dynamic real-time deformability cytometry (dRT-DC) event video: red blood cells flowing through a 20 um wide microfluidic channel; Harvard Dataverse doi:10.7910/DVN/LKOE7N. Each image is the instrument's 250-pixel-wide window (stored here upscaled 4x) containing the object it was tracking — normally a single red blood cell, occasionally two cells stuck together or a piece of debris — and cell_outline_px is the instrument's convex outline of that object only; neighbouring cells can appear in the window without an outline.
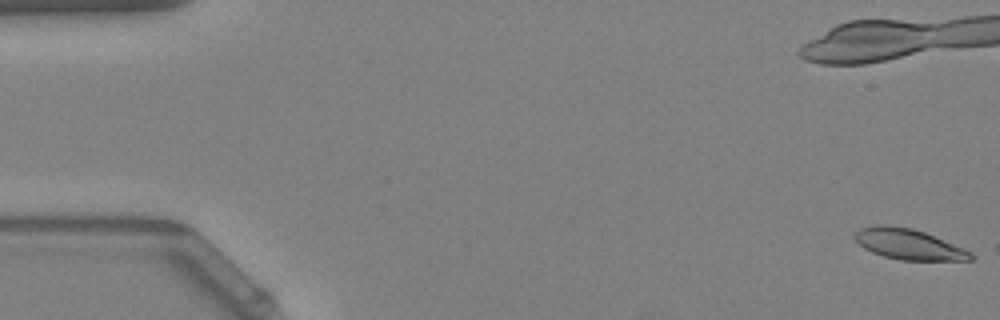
{"species": "Egyptian fruit bat (a non-hibernating species)", "species_latin": "Rousettus aegyptiacus", "temperature_condition": "warm", "stored_images_in_passage": 55, "camera_frame_rate_fps": 3000, "um_per_image_px": 0.085, "animal": {"sex": "female"}, "frame": {"image": 1, "passage_image": 1, "time_ms": 0.0, "image_size_px": [1000, 320], "cell_outline_px": [[976, 256], [972, 260], [900, 260], [884, 256], [872, 252], [864, 248], [852, 236], [860, 228], [880, 224], [888, 224], [912, 228], [924, 232], [964, 248], [972, 252]], "centroid_in_image_um": [77.24, 20.75], "position_along_channel_um": 7.8, "area_um2": 20.69}, "authors_computed_cell_mechanics": {"area_um2": 21.6172, "velocity_mm_per_s": 3.8332, "shape_relaxation_time_tau1_ms": 3.7041, "shape_relaxation_time_tau2_ms": 2.8172, "deformation_change_tau1": 0.1343, "deformation_change_tau2": 0.0745}}